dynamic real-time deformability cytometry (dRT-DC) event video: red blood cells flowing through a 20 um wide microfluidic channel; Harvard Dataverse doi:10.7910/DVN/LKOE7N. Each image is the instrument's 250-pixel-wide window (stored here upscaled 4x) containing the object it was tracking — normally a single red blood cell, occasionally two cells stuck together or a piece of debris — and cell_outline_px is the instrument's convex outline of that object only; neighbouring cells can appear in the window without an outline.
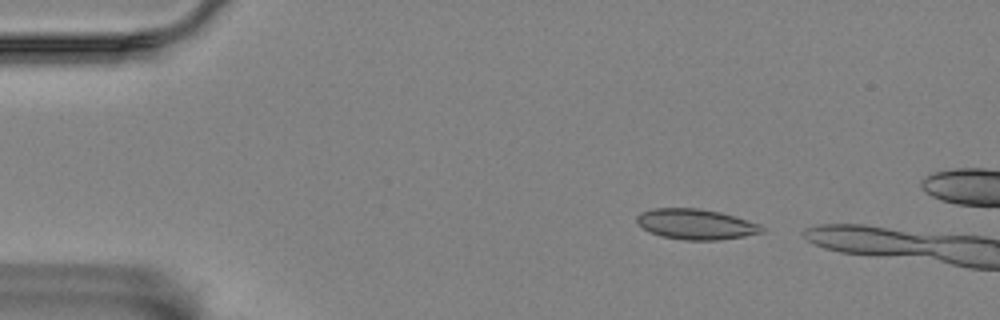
{"species": "Egyptian fruit bat (a non-hibernating species)", "species_latin": "Rousettus aegyptiacus", "temperature_condition": "room temperature", "stored_images_in_passage": 2, "camera_frame_rate_fps": 3000, "um_per_image_px": 0.085, "animal": {"sex": "female"}, "frame": {"image": 1, "passage_image": 1, "time_ms": 0.0, "image_size_px": [1000, 320], "cell_outline_px": [[764, 232], [744, 236], [716, 240], [684, 240], [660, 236], [636, 224], [636, 216], [640, 212], [652, 208], [700, 208], [720, 212], [736, 216], [760, 224], [764, 228]], "centroid_in_image_um": [59.14, 19.05], "position_along_channel_um": 25.9, "area_um2": 22.31}}